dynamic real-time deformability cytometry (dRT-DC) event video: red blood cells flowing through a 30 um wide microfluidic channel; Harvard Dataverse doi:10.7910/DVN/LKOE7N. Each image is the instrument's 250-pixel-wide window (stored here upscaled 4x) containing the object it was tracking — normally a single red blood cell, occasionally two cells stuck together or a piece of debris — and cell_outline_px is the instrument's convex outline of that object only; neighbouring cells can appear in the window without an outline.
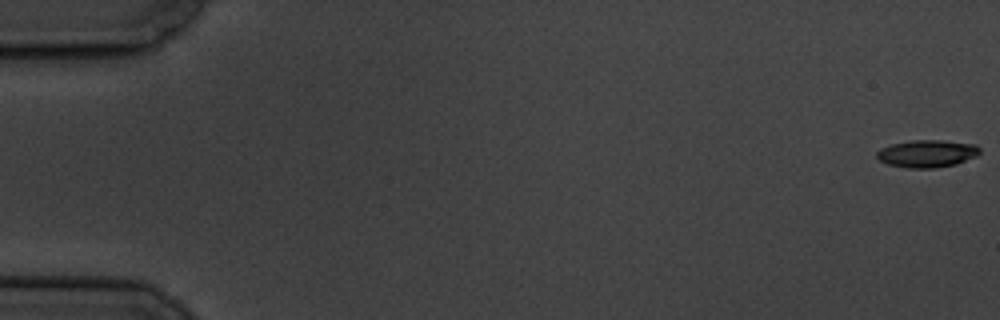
{"species": "common noctule bat (a hibernating species)", "species_latin": "Nyctalus noctula", "temperature_condition": "cold", "stored_images_in_passage": 5, "camera_frame_rate_fps": 3000, "um_per_image_px": 0.085, "animal": {"sex": "male", "body_mass_g": 19.5, "forearm_length_mm": 54.6}, "frame": {"image": 1, "passage_image": 1, "time_ms": 0.0, "image_size_px": [1000, 320], "cell_outline_px": [[980, 152], [976, 156], [956, 164], [936, 168], [908, 168], [888, 164], [880, 160], [876, 156], [876, 152], [880, 148], [892, 144], [912, 140], [940, 140], [976, 144], [980, 148]], "centroid_in_image_um": [78.8, 13.05], "position_along_channel_um": 6.2, "area_um2": 16.47}}
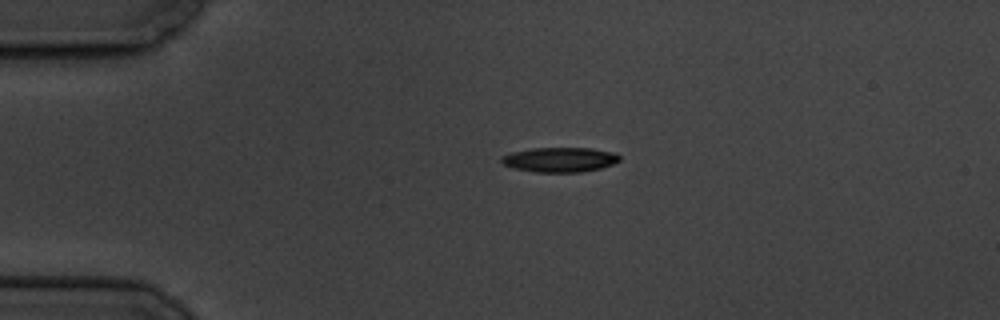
{"frame": {"image": 2, "passage_image": 4, "time_ms": 4.333, "image_size_px": [1000, 320], "cell_outline_px": [[620, 160], [612, 164], [600, 168], [580, 172], [536, 172], [516, 168], [504, 164], [500, 160], [500, 156], [512, 152], [532, 148], [592, 148], [612, 152], [620, 156]], "centroid_in_image_um": [47.58, 13.56], "position_along_channel_um": 37.4, "area_um2": 16.88}}